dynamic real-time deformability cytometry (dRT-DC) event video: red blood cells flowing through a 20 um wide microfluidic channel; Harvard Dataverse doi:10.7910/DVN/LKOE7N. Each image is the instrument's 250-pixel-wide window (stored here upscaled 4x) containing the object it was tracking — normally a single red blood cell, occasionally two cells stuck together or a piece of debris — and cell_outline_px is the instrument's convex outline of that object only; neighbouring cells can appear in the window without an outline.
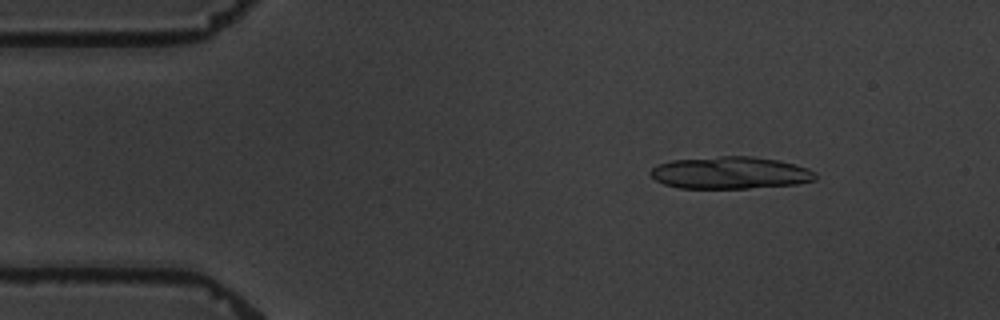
{"species": "common noctule bat (a hibernating species)", "species_latin": "Nyctalus noctula", "temperature_condition": "warm", "stored_images_in_passage": 8, "segment_of_instrument_passage": [1, 2], "camera_frame_rate_fps": 3000, "um_per_image_px": 0.085, "animal": {"sex": "male", "body_mass_g": 19.5, "forearm_length_mm": 54.6}, "frame": {"image": 1, "passage_image": 2, "time_ms": 2.0, "image_size_px": [1000, 320], "cell_outline_px": [[816, 180], [796, 184], [748, 188], [680, 188], [664, 184], [656, 180], [648, 172], [656, 164], [672, 160], [720, 156], [752, 156], [780, 160], [808, 168], [816, 172]], "centroid_in_image_um": [62.07, 14.68], "position_along_channel_um": 22.9, "area_um2": 31.1}}